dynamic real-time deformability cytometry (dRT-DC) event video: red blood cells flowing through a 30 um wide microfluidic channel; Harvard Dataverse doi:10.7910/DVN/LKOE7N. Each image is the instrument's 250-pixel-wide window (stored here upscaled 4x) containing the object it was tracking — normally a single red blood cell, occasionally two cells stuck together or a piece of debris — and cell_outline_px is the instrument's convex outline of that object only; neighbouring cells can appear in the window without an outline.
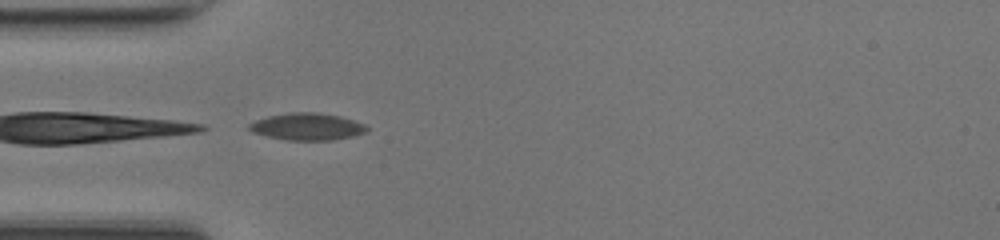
{"species": "common noctule bat (a hibernating species)", "species_latin": "Nyctalus noctula", "temperature_condition": "room temperature", "stored_images_in_passage": 33, "camera_frame_rate_fps": 3000, "um_per_image_px": 0.085, "animal": {"sex": "female", "body_mass_g": 17.0, "forearm_length_mm": 48.0}, "frame": {"image": 1, "passage_image": 1, "time_ms": 0.0, "image_size_px": [1000, 240], "cell_outline_px": [[368, 132], [352, 136], [332, 140], [288, 140], [268, 136], [252, 132], [248, 128], [248, 124], [256, 120], [268, 116], [288, 112], [316, 112], [340, 116], [364, 124], [368, 128]], "centroid_in_image_um": [26.1, 10.76], "position_along_channel_um": 58.9, "area_um2": 18.5}}
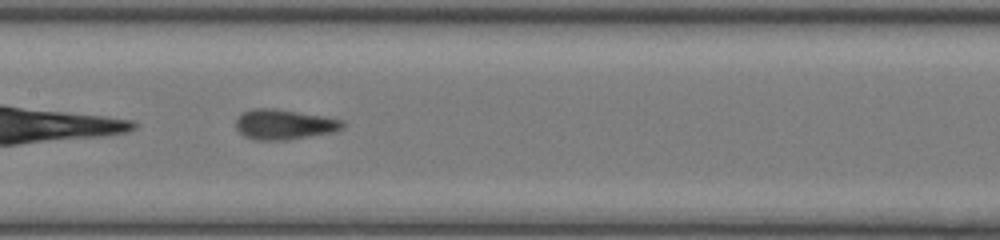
{"frame": {"image": 2, "passage_image": 10, "time_ms": 3.0, "image_size_px": [1000, 240], "cell_outline_px": [[344, 128], [336, 132], [288, 140], [256, 140], [244, 136], [236, 128], [236, 116], [240, 112], [252, 108], [276, 108], [324, 116], [344, 120]], "centroid_in_image_um": [24.15, 10.57], "position_along_channel_um": 183.2, "area_um2": 19.19}}
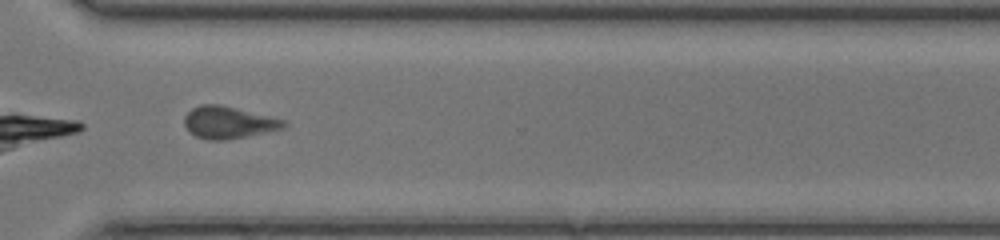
{"frame": {"image": 3, "passage_image": 22, "time_ms": 7.0, "image_size_px": [1000, 240], "cell_outline_px": [[288, 124], [284, 128], [228, 140], [208, 140], [196, 136], [184, 124], [184, 116], [192, 108], [200, 104], [220, 104], [288, 120]], "centroid_in_image_um": [19.46, 10.4], "position_along_channel_um": 351.1, "area_um2": 18.67}, "authors_computed_cell_mechanics": {"area_um2": 18.496, "velocity_mm_per_s": 4.2099, "shape_relaxation_time_tau1_ms": 4.8299, "shape_relaxation_time_tau2_ms": 1.454, "deformation_change_tau1": 0.1113, "deformation_change_tau2": 0.0643}}